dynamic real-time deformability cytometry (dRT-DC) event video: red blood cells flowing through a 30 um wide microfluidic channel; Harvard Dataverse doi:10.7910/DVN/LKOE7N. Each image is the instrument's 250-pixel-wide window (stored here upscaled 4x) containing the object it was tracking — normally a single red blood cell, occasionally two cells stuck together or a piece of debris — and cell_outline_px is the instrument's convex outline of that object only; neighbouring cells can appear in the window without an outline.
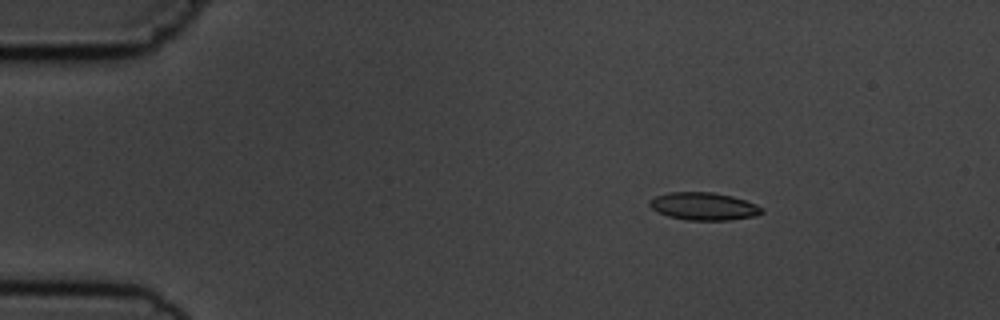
{"species": "common noctule bat (a hibernating species)", "species_latin": "Nyctalus noctula", "temperature_condition": "cold", "stored_images_in_passage": 6, "camera_frame_rate_fps": 3000, "um_per_image_px": 0.085, "animal": {"sex": "male", "body_mass_g": 19.5, "forearm_length_mm": 54.6}, "frame": {"image": 1, "passage_image": 3, "time_ms": 2.333, "image_size_px": [1000, 320], "cell_outline_px": [[764, 212], [756, 216], [728, 220], [688, 220], [668, 216], [656, 212], [648, 204], [648, 200], [656, 196], [668, 192], [712, 192], [732, 196], [756, 204], [764, 208]], "centroid_in_image_um": [59.81, 17.53], "position_along_channel_um": 25.2, "area_um2": 18.21}}
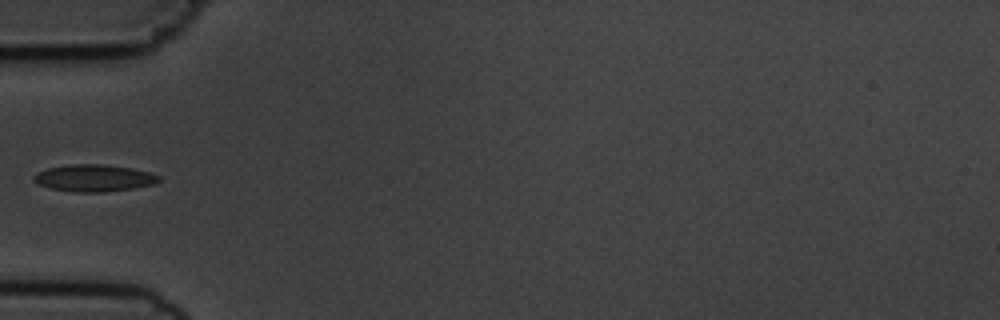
{"frame": {"image": 2, "passage_image": 6, "time_ms": 5.667, "image_size_px": [1000, 320], "cell_outline_px": [[160, 180], [156, 184], [136, 188], [104, 192], [72, 192], [52, 188], [40, 184], [32, 180], [32, 176], [36, 172], [48, 168], [68, 164], [104, 164], [132, 168], [148, 172], [160, 176]], "centroid_in_image_um": [8.0, 15.13], "position_along_channel_um": 77.0, "area_um2": 19.83}}